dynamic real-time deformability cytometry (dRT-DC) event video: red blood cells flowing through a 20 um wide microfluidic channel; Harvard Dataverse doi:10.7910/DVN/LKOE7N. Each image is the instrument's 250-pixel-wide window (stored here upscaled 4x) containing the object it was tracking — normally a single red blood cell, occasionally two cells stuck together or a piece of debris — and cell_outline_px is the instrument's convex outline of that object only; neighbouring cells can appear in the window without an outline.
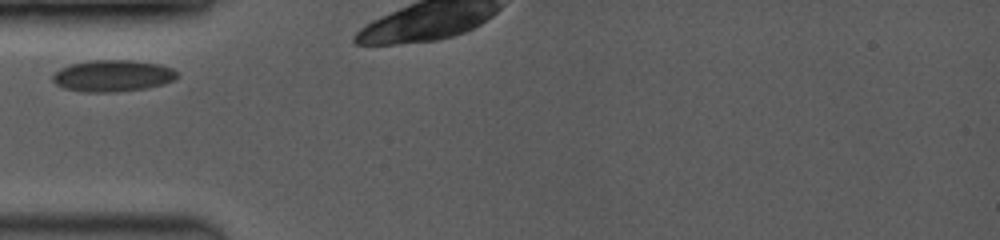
{"species": "common noctule bat (a hibernating species)", "species_latin": "Nyctalus noctula", "temperature_condition": "room temperature", "stored_images_in_passage": 3, "camera_frame_rate_fps": 3500, "um_per_image_px": 0.085, "animal": {"sex": "female", "body_mass_g": 19.0, "forearm_length_mm": 53.3}, "frame": {"image": 1, "passage_image": 1, "time_ms": 0.0, "image_size_px": [1000, 240], "cell_outline_px": [[180, 72], [172, 80], [164, 84], [144, 88], [116, 92], [84, 92], [64, 88], [56, 84], [52, 80], [52, 76], [60, 68], [72, 64], [88, 60], [132, 60], [160, 64], [172, 68]], "centroid_in_image_um": [9.58, 6.44], "position_along_channel_um": 75.4, "area_um2": 22.95}}